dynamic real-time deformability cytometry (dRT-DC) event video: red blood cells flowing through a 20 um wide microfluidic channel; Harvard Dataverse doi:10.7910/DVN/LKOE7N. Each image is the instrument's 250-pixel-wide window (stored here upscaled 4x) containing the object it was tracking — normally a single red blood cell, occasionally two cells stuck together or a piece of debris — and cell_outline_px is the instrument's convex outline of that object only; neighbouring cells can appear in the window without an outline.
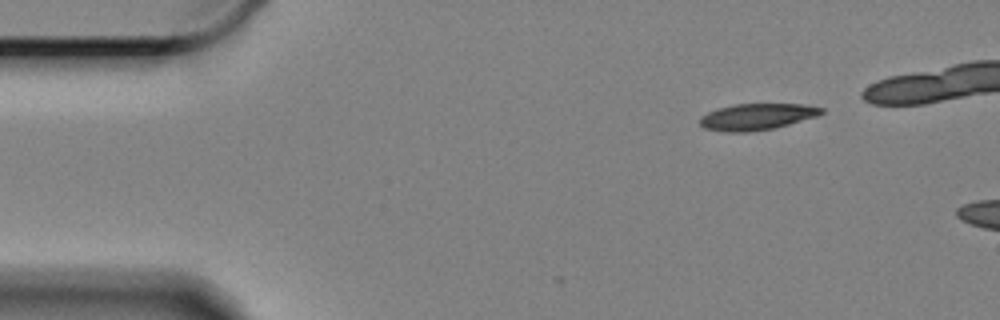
{"species": "Egyptian fruit bat (a non-hibernating species)", "species_latin": "Rousettus aegyptiacus", "temperature_condition": "cold", "stored_images_in_passage": 5, "camera_frame_rate_fps": 3000, "um_per_image_px": 0.085, "animal": {"sex": "female"}, "frame": {"image": 1, "passage_image": 1, "time_ms": 0.0, "image_size_px": [1000, 320], "cell_outline_px": [[824, 112], [816, 116], [788, 124], [772, 128], [748, 132], [724, 132], [704, 128], [700, 124], [700, 116], [716, 108], [736, 104], [804, 104], [824, 108]], "centroid_in_image_um": [64.3, 9.91], "position_along_channel_um": 20.7, "area_um2": 18.61}}